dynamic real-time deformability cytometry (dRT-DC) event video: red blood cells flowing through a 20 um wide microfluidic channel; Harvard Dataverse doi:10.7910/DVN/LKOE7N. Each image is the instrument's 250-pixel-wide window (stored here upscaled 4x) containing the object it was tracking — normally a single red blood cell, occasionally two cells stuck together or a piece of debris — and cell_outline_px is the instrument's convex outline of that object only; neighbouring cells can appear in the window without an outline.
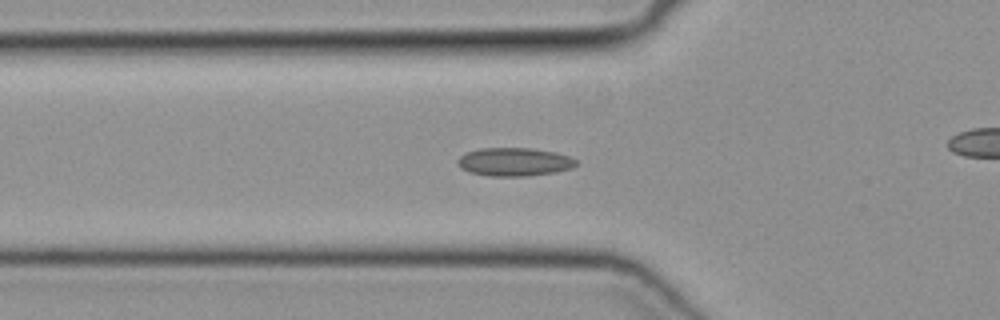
{"species": "common noctule bat (a hibernating species)", "species_latin": "Nyctalus noctula", "temperature_condition": "cold", "stored_images_in_passage": 40, "camera_frame_rate_fps": 3000, "um_per_image_px": 0.085, "animal": {"sex": "female", "body_mass_g": 19.3, "forearm_length_mm": 54.1}, "frame": {"image": 1, "passage_image": 16, "time_ms": 5.0, "image_size_px": [1000, 320], "cell_outline_px": [[580, 164], [572, 168], [552, 172], [528, 176], [488, 176], [468, 172], [460, 168], [456, 164], [456, 160], [460, 156], [468, 152], [480, 148], [528, 148], [556, 152], [568, 156], [576, 160]], "centroid_in_image_um": [43.69, 13.76], "position_along_channel_um": 82.1, "area_um2": 19.65}}
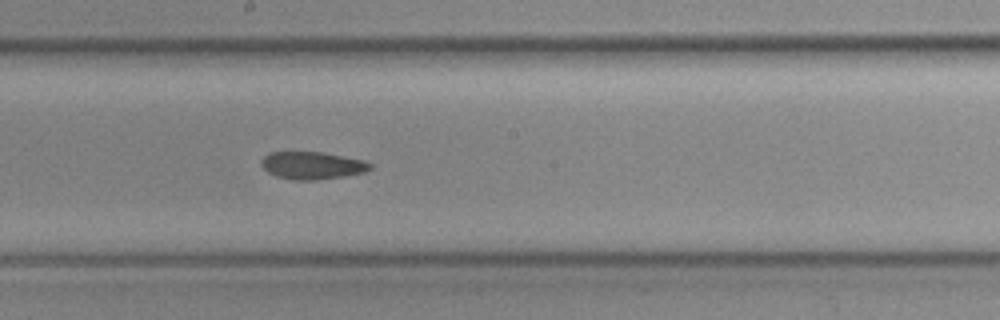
{"frame": {"image": 2, "passage_image": 26, "time_ms": 8.333, "image_size_px": [1000, 320], "cell_outline_px": [[372, 168], [364, 172], [344, 176], [316, 180], [292, 180], [276, 176], [268, 172], [260, 164], [260, 160], [268, 152], [324, 152], [364, 160], [372, 164]], "centroid_in_image_um": [26.52, 14.06], "position_along_channel_um": 221.7, "area_um2": 17.57}}
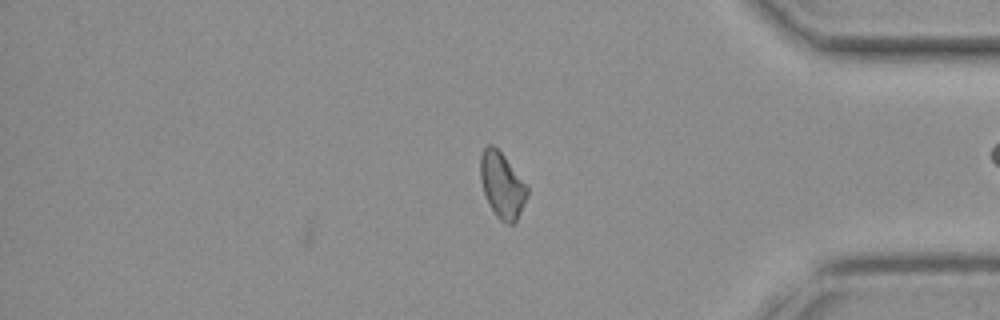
{"frame": {"image": 3, "passage_image": 40, "time_ms": 13.0, "image_size_px": [1000, 320], "cell_outline_px": [[528, 196], [516, 220], [512, 224], [508, 224], [500, 220], [496, 216], [488, 204], [480, 180], [480, 156], [484, 148], [488, 144], [492, 144], [504, 156], [528, 188]], "centroid_in_image_um": [42.65, 15.75], "position_along_channel_um": 392.5, "area_um2": 17.69}}